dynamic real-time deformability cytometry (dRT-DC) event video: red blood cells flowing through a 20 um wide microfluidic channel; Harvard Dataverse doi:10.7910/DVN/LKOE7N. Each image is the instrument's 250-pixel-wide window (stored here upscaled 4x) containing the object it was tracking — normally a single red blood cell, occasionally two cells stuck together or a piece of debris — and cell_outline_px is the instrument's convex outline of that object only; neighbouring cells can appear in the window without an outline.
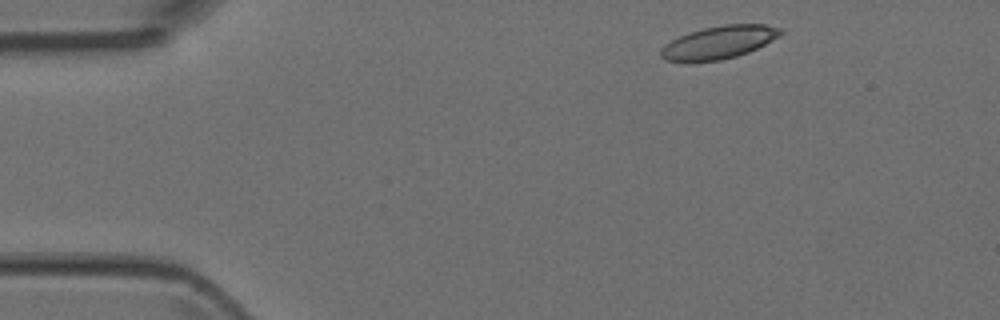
{"species": "Egyptian fruit bat (a non-hibernating species)", "species_latin": "Rousettus aegyptiacus", "temperature_condition": "room temperature", "stored_images_in_passage": 6, "segment_of_instrument_passage": [2, 2], "camera_frame_rate_fps": 3000, "um_per_image_px": 0.085, "animal": {"sex": "female"}, "frame": {"image": 1, "passage_image": 6, "time_ms": 1.667, "image_size_px": [1000, 320], "cell_outline_px": [[784, 32], [780, 36], [748, 52], [736, 56], [720, 60], [664, 60], [660, 56], [660, 52], [672, 40], [688, 32], [704, 28], [724, 24], [764, 24], [784, 28]], "centroid_in_image_um": [61.19, 3.56], "position_along_channel_um": 23.8, "area_um2": 22.43}}